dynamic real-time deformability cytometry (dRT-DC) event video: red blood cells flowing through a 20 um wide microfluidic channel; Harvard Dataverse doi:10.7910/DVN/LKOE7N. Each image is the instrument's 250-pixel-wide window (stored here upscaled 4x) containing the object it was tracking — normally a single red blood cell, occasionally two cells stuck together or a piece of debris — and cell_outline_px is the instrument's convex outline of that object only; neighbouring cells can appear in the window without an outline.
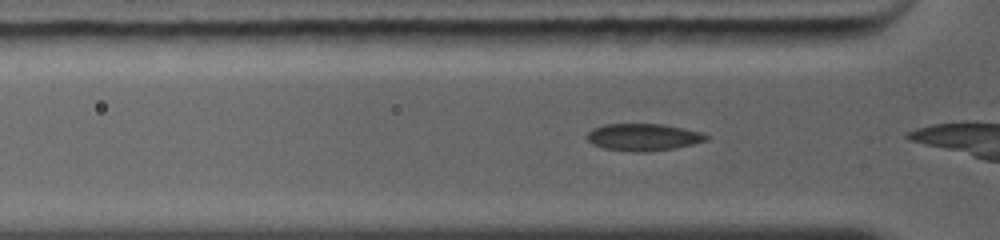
{"species": "common noctule bat (a hibernating species)", "species_latin": "Nyctalus noctula", "temperature_condition": "warm", "stored_images_in_passage": 49, "camera_frame_rate_fps": 5000, "um_per_image_px": 0.085, "animal": {"sex": "female", "body_mass_g": 19.0, "forearm_length_mm": 56.7}, "frame": {"image": 1, "passage_image": 7, "time_ms": 1.0, "image_size_px": [1000, 240], "cell_outline_px": [[712, 136], [708, 140], [676, 148], [648, 152], [632, 152], [604, 148], [592, 144], [588, 140], [588, 132], [592, 128], [604, 124], [660, 124], [700, 132]], "centroid_in_image_um": [54.68, 11.67], "position_along_channel_um": 71.1, "area_um2": 18.84}}
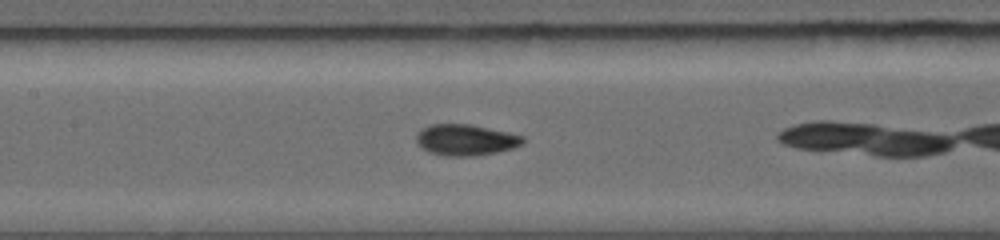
{"frame": {"image": 2, "passage_image": 23, "time_ms": 3.2, "image_size_px": [1000, 240], "cell_outline_px": [[528, 140], [524, 144], [512, 148], [480, 156], [444, 156], [428, 152], [420, 148], [416, 144], [416, 136], [424, 128], [432, 124], [464, 124], [524, 136]], "centroid_in_image_um": [39.58, 11.92], "position_along_channel_um": 167.8, "area_um2": 19.25}}
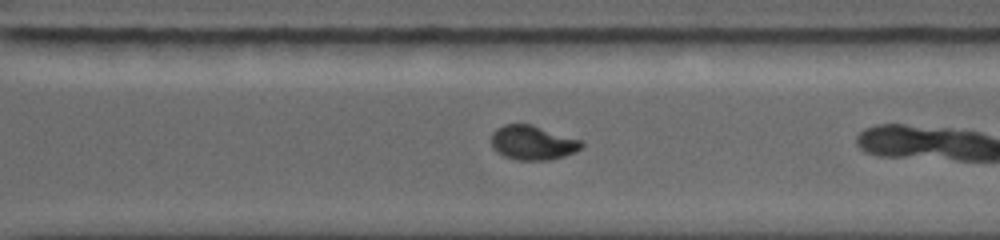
{"frame": {"image": 3, "passage_image": 48, "time_ms": 6.8, "image_size_px": [1000, 240], "cell_outline_px": [[584, 144], [576, 152], [552, 160], [516, 160], [504, 156], [496, 152], [492, 148], [492, 132], [496, 128], [504, 124], [532, 124], [584, 140]], "centroid_in_image_um": [45.3, 12.13], "position_along_channel_um": 325.3, "area_um2": 18.44}}